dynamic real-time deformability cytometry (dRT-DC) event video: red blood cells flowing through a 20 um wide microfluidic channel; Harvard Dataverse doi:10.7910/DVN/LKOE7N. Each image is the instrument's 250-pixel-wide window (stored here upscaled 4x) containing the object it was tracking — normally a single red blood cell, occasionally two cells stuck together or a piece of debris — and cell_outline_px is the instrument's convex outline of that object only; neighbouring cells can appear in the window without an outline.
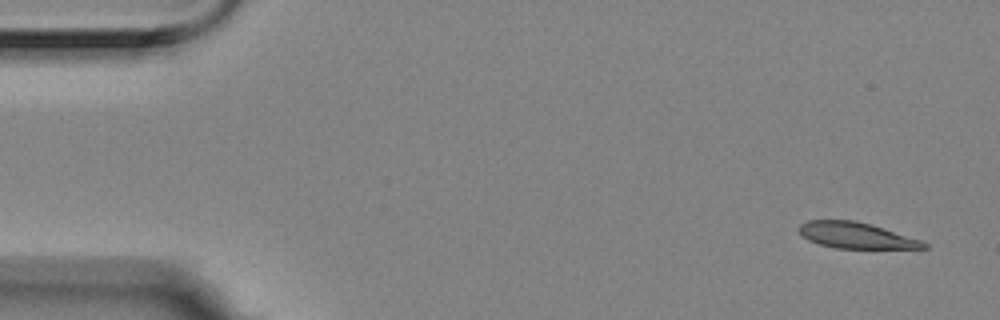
{"species": "Egyptian fruit bat (a non-hibernating species)", "species_latin": "Rousettus aegyptiacus", "temperature_condition": "room temperature", "stored_images_in_passage": 4, "camera_frame_rate_fps": 3000, "um_per_image_px": 0.085, "animal": {"sex": "female"}, "frame": {"image": 1, "passage_image": 1, "time_ms": 0.0, "image_size_px": [1000, 320], "cell_outline_px": [[928, 248], [836, 248], [820, 244], [808, 240], [796, 228], [800, 224], [808, 220], [856, 220], [872, 224], [920, 240], [928, 244]], "centroid_in_image_um": [72.74, 19.99], "position_along_channel_um": 12.3, "area_um2": 18.79}}
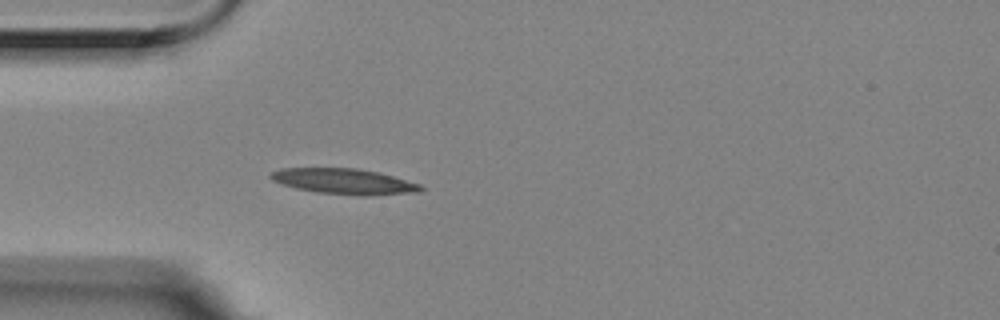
{"frame": {"image": 2, "passage_image": 4, "time_ms": 1.0, "image_size_px": [1000, 320], "cell_outline_px": [[424, 188], [420, 192], [360, 196], [316, 192], [296, 188], [272, 180], [268, 176], [272, 172], [280, 168], [356, 168], [376, 172], [392, 176], [420, 184]], "centroid_in_image_um": [29.24, 15.42], "position_along_channel_um": 55.8, "area_um2": 22.2}}